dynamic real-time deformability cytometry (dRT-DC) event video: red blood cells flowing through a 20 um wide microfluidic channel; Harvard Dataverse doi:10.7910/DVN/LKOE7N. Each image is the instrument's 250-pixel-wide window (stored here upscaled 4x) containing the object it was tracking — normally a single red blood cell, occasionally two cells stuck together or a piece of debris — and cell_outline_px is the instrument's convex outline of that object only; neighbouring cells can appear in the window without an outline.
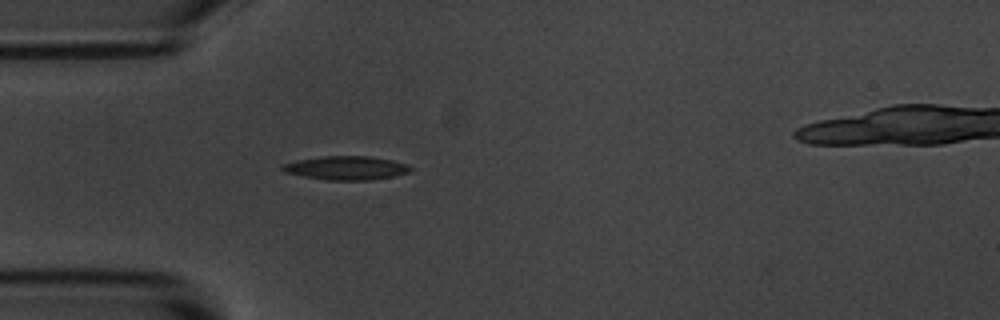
{"species": "common noctule bat (a hibernating species)", "species_latin": "Nyctalus noctula", "temperature_condition": "room temperature", "stored_images_in_passage": 1, "camera_frame_rate_fps": 3000, "um_per_image_px": 0.085, "animal": {"sex": "male", "body_mass_g": 20.1, "forearm_length_mm": 53.5}, "frame": {"image": 1, "passage_image": 1, "time_ms": 0.0, "image_size_px": [1000, 320], "cell_outline_px": [[412, 172], [396, 176], [368, 180], [328, 180], [304, 176], [284, 172], [280, 168], [280, 164], [296, 160], [324, 156], [368, 156], [392, 160], [404, 164], [412, 168]], "centroid_in_image_um": [29.41, 14.27], "position_along_channel_um": 55.6, "area_um2": 17.74}}